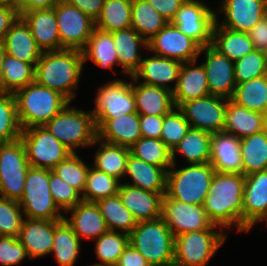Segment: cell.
Returning a JSON list of instances; mask_svg holds the SVG:
<instances>
[{
  "label": "cell",
  "mask_w": 267,
  "mask_h": 266,
  "mask_svg": "<svg viewBox=\"0 0 267 266\" xmlns=\"http://www.w3.org/2000/svg\"><path fill=\"white\" fill-rule=\"evenodd\" d=\"M245 175L215 172L203 207L218 227L237 226L242 232Z\"/></svg>",
  "instance_id": "cell-1"
},
{
  "label": "cell",
  "mask_w": 267,
  "mask_h": 266,
  "mask_svg": "<svg viewBox=\"0 0 267 266\" xmlns=\"http://www.w3.org/2000/svg\"><path fill=\"white\" fill-rule=\"evenodd\" d=\"M83 53L76 49L45 51L35 65V81L65 96L75 97L83 69Z\"/></svg>",
  "instance_id": "cell-2"
},
{
  "label": "cell",
  "mask_w": 267,
  "mask_h": 266,
  "mask_svg": "<svg viewBox=\"0 0 267 266\" xmlns=\"http://www.w3.org/2000/svg\"><path fill=\"white\" fill-rule=\"evenodd\" d=\"M21 129L44 126L71 102L59 92L36 81L13 93Z\"/></svg>",
  "instance_id": "cell-3"
},
{
  "label": "cell",
  "mask_w": 267,
  "mask_h": 266,
  "mask_svg": "<svg viewBox=\"0 0 267 266\" xmlns=\"http://www.w3.org/2000/svg\"><path fill=\"white\" fill-rule=\"evenodd\" d=\"M131 244L151 266L174 262L175 236L162 217L137 222L129 234Z\"/></svg>",
  "instance_id": "cell-4"
},
{
  "label": "cell",
  "mask_w": 267,
  "mask_h": 266,
  "mask_svg": "<svg viewBox=\"0 0 267 266\" xmlns=\"http://www.w3.org/2000/svg\"><path fill=\"white\" fill-rule=\"evenodd\" d=\"M52 117L44 126L72 153L79 147L94 146L97 142V127L92 112L69 107Z\"/></svg>",
  "instance_id": "cell-5"
},
{
  "label": "cell",
  "mask_w": 267,
  "mask_h": 266,
  "mask_svg": "<svg viewBox=\"0 0 267 266\" xmlns=\"http://www.w3.org/2000/svg\"><path fill=\"white\" fill-rule=\"evenodd\" d=\"M210 163L189 164L178 170L167 171L166 195L192 205H203L215 175Z\"/></svg>",
  "instance_id": "cell-6"
},
{
  "label": "cell",
  "mask_w": 267,
  "mask_h": 266,
  "mask_svg": "<svg viewBox=\"0 0 267 266\" xmlns=\"http://www.w3.org/2000/svg\"><path fill=\"white\" fill-rule=\"evenodd\" d=\"M18 202L27 219L63 220L65 218L51 195L48 169L30 166L25 179L24 192Z\"/></svg>",
  "instance_id": "cell-7"
},
{
  "label": "cell",
  "mask_w": 267,
  "mask_h": 266,
  "mask_svg": "<svg viewBox=\"0 0 267 266\" xmlns=\"http://www.w3.org/2000/svg\"><path fill=\"white\" fill-rule=\"evenodd\" d=\"M215 229L190 231L175 237L174 262L183 266H205L225 242L226 233Z\"/></svg>",
  "instance_id": "cell-8"
},
{
  "label": "cell",
  "mask_w": 267,
  "mask_h": 266,
  "mask_svg": "<svg viewBox=\"0 0 267 266\" xmlns=\"http://www.w3.org/2000/svg\"><path fill=\"white\" fill-rule=\"evenodd\" d=\"M29 168L22 140L3 142L0 145V196L19 201Z\"/></svg>",
  "instance_id": "cell-9"
},
{
  "label": "cell",
  "mask_w": 267,
  "mask_h": 266,
  "mask_svg": "<svg viewBox=\"0 0 267 266\" xmlns=\"http://www.w3.org/2000/svg\"><path fill=\"white\" fill-rule=\"evenodd\" d=\"M31 167L52 170L72 152L45 126L23 129L20 135Z\"/></svg>",
  "instance_id": "cell-10"
},
{
  "label": "cell",
  "mask_w": 267,
  "mask_h": 266,
  "mask_svg": "<svg viewBox=\"0 0 267 266\" xmlns=\"http://www.w3.org/2000/svg\"><path fill=\"white\" fill-rule=\"evenodd\" d=\"M60 37V50L76 49L82 51L95 29V21L76 6L64 0L54 5Z\"/></svg>",
  "instance_id": "cell-11"
},
{
  "label": "cell",
  "mask_w": 267,
  "mask_h": 266,
  "mask_svg": "<svg viewBox=\"0 0 267 266\" xmlns=\"http://www.w3.org/2000/svg\"><path fill=\"white\" fill-rule=\"evenodd\" d=\"M216 14L200 0H186L171 23L201 47H205L212 44Z\"/></svg>",
  "instance_id": "cell-12"
},
{
  "label": "cell",
  "mask_w": 267,
  "mask_h": 266,
  "mask_svg": "<svg viewBox=\"0 0 267 266\" xmlns=\"http://www.w3.org/2000/svg\"><path fill=\"white\" fill-rule=\"evenodd\" d=\"M228 100L210 94L186 101L178 108L183 112L191 128L214 134L223 131Z\"/></svg>",
  "instance_id": "cell-13"
},
{
  "label": "cell",
  "mask_w": 267,
  "mask_h": 266,
  "mask_svg": "<svg viewBox=\"0 0 267 266\" xmlns=\"http://www.w3.org/2000/svg\"><path fill=\"white\" fill-rule=\"evenodd\" d=\"M161 217L175 237L190 231L218 227L210 221L203 205L182 203L166 194L162 200Z\"/></svg>",
  "instance_id": "cell-14"
},
{
  "label": "cell",
  "mask_w": 267,
  "mask_h": 266,
  "mask_svg": "<svg viewBox=\"0 0 267 266\" xmlns=\"http://www.w3.org/2000/svg\"><path fill=\"white\" fill-rule=\"evenodd\" d=\"M201 48L195 40L182 33L171 22L148 41V50L155 52V55L182 63L198 60Z\"/></svg>",
  "instance_id": "cell-15"
},
{
  "label": "cell",
  "mask_w": 267,
  "mask_h": 266,
  "mask_svg": "<svg viewBox=\"0 0 267 266\" xmlns=\"http://www.w3.org/2000/svg\"><path fill=\"white\" fill-rule=\"evenodd\" d=\"M95 118H116L122 115L137 113L132 82L123 80L110 81L100 87L95 99Z\"/></svg>",
  "instance_id": "cell-16"
},
{
  "label": "cell",
  "mask_w": 267,
  "mask_h": 266,
  "mask_svg": "<svg viewBox=\"0 0 267 266\" xmlns=\"http://www.w3.org/2000/svg\"><path fill=\"white\" fill-rule=\"evenodd\" d=\"M200 52H205L206 55L202 65L206 72L210 94L231 99L236 87L233 61L212 45L202 47Z\"/></svg>",
  "instance_id": "cell-17"
},
{
  "label": "cell",
  "mask_w": 267,
  "mask_h": 266,
  "mask_svg": "<svg viewBox=\"0 0 267 266\" xmlns=\"http://www.w3.org/2000/svg\"><path fill=\"white\" fill-rule=\"evenodd\" d=\"M261 220L267 222V170L245 176L242 232Z\"/></svg>",
  "instance_id": "cell-18"
},
{
  "label": "cell",
  "mask_w": 267,
  "mask_h": 266,
  "mask_svg": "<svg viewBox=\"0 0 267 266\" xmlns=\"http://www.w3.org/2000/svg\"><path fill=\"white\" fill-rule=\"evenodd\" d=\"M220 12L225 14L220 25L230 30L249 32L267 15V0H223Z\"/></svg>",
  "instance_id": "cell-19"
},
{
  "label": "cell",
  "mask_w": 267,
  "mask_h": 266,
  "mask_svg": "<svg viewBox=\"0 0 267 266\" xmlns=\"http://www.w3.org/2000/svg\"><path fill=\"white\" fill-rule=\"evenodd\" d=\"M97 139L130 148L141 136L138 113L116 118H95Z\"/></svg>",
  "instance_id": "cell-20"
},
{
  "label": "cell",
  "mask_w": 267,
  "mask_h": 266,
  "mask_svg": "<svg viewBox=\"0 0 267 266\" xmlns=\"http://www.w3.org/2000/svg\"><path fill=\"white\" fill-rule=\"evenodd\" d=\"M166 193H152L127 184H120L118 195L122 204L137 222L162 216V200Z\"/></svg>",
  "instance_id": "cell-21"
},
{
  "label": "cell",
  "mask_w": 267,
  "mask_h": 266,
  "mask_svg": "<svg viewBox=\"0 0 267 266\" xmlns=\"http://www.w3.org/2000/svg\"><path fill=\"white\" fill-rule=\"evenodd\" d=\"M209 163L216 172L242 174L240 139L224 131L212 134Z\"/></svg>",
  "instance_id": "cell-22"
},
{
  "label": "cell",
  "mask_w": 267,
  "mask_h": 266,
  "mask_svg": "<svg viewBox=\"0 0 267 266\" xmlns=\"http://www.w3.org/2000/svg\"><path fill=\"white\" fill-rule=\"evenodd\" d=\"M182 62L153 55L149 58H142L140 67L132 75L136 80L144 79L142 83L157 87H162L169 91L175 89L179 77ZM175 82V86L170 88L167 83ZM168 85V86H167Z\"/></svg>",
  "instance_id": "cell-23"
},
{
  "label": "cell",
  "mask_w": 267,
  "mask_h": 266,
  "mask_svg": "<svg viewBox=\"0 0 267 266\" xmlns=\"http://www.w3.org/2000/svg\"><path fill=\"white\" fill-rule=\"evenodd\" d=\"M18 240L24 246L30 259L52 252L54 220L24 219Z\"/></svg>",
  "instance_id": "cell-24"
},
{
  "label": "cell",
  "mask_w": 267,
  "mask_h": 266,
  "mask_svg": "<svg viewBox=\"0 0 267 266\" xmlns=\"http://www.w3.org/2000/svg\"><path fill=\"white\" fill-rule=\"evenodd\" d=\"M29 26L38 47L43 51L60 50V37L54 7L20 14Z\"/></svg>",
  "instance_id": "cell-25"
},
{
  "label": "cell",
  "mask_w": 267,
  "mask_h": 266,
  "mask_svg": "<svg viewBox=\"0 0 267 266\" xmlns=\"http://www.w3.org/2000/svg\"><path fill=\"white\" fill-rule=\"evenodd\" d=\"M196 62H183L181 65L177 85L172 92L175 107L191 99L210 95L205 69L202 64L194 66Z\"/></svg>",
  "instance_id": "cell-26"
},
{
  "label": "cell",
  "mask_w": 267,
  "mask_h": 266,
  "mask_svg": "<svg viewBox=\"0 0 267 266\" xmlns=\"http://www.w3.org/2000/svg\"><path fill=\"white\" fill-rule=\"evenodd\" d=\"M3 43L7 54L34 66L43 53L32 36L29 26L21 16L5 34Z\"/></svg>",
  "instance_id": "cell-27"
},
{
  "label": "cell",
  "mask_w": 267,
  "mask_h": 266,
  "mask_svg": "<svg viewBox=\"0 0 267 266\" xmlns=\"http://www.w3.org/2000/svg\"><path fill=\"white\" fill-rule=\"evenodd\" d=\"M72 212L70 219L64 218L72 227L79 239H97L103 233L108 231L102 213L96 202L80 201L75 207L66 212Z\"/></svg>",
  "instance_id": "cell-28"
},
{
  "label": "cell",
  "mask_w": 267,
  "mask_h": 266,
  "mask_svg": "<svg viewBox=\"0 0 267 266\" xmlns=\"http://www.w3.org/2000/svg\"><path fill=\"white\" fill-rule=\"evenodd\" d=\"M132 89L135 97L136 111L144 115H165L174 107L173 93L162 87L140 83L133 76Z\"/></svg>",
  "instance_id": "cell-29"
},
{
  "label": "cell",
  "mask_w": 267,
  "mask_h": 266,
  "mask_svg": "<svg viewBox=\"0 0 267 266\" xmlns=\"http://www.w3.org/2000/svg\"><path fill=\"white\" fill-rule=\"evenodd\" d=\"M125 175H129L133 184L127 185L152 193H166L167 171L149 164L129 154Z\"/></svg>",
  "instance_id": "cell-30"
},
{
  "label": "cell",
  "mask_w": 267,
  "mask_h": 266,
  "mask_svg": "<svg viewBox=\"0 0 267 266\" xmlns=\"http://www.w3.org/2000/svg\"><path fill=\"white\" fill-rule=\"evenodd\" d=\"M118 56V66H122V72L132 76L140 67V46L148 49V42L132 27L111 32Z\"/></svg>",
  "instance_id": "cell-31"
},
{
  "label": "cell",
  "mask_w": 267,
  "mask_h": 266,
  "mask_svg": "<svg viewBox=\"0 0 267 266\" xmlns=\"http://www.w3.org/2000/svg\"><path fill=\"white\" fill-rule=\"evenodd\" d=\"M263 130L264 114L241 107L231 99L227 101L224 132L242 139Z\"/></svg>",
  "instance_id": "cell-32"
},
{
  "label": "cell",
  "mask_w": 267,
  "mask_h": 266,
  "mask_svg": "<svg viewBox=\"0 0 267 266\" xmlns=\"http://www.w3.org/2000/svg\"><path fill=\"white\" fill-rule=\"evenodd\" d=\"M216 50L233 62L254 50L249 33L227 29L218 25V17L213 27L212 44Z\"/></svg>",
  "instance_id": "cell-33"
},
{
  "label": "cell",
  "mask_w": 267,
  "mask_h": 266,
  "mask_svg": "<svg viewBox=\"0 0 267 266\" xmlns=\"http://www.w3.org/2000/svg\"><path fill=\"white\" fill-rule=\"evenodd\" d=\"M212 134L200 129L191 128L172 150V166L175 169L176 153H181L189 164L209 163L211 155Z\"/></svg>",
  "instance_id": "cell-34"
},
{
  "label": "cell",
  "mask_w": 267,
  "mask_h": 266,
  "mask_svg": "<svg viewBox=\"0 0 267 266\" xmlns=\"http://www.w3.org/2000/svg\"><path fill=\"white\" fill-rule=\"evenodd\" d=\"M80 239L72 227L63 220H54L52 252L60 266H74L80 251Z\"/></svg>",
  "instance_id": "cell-35"
},
{
  "label": "cell",
  "mask_w": 267,
  "mask_h": 266,
  "mask_svg": "<svg viewBox=\"0 0 267 266\" xmlns=\"http://www.w3.org/2000/svg\"><path fill=\"white\" fill-rule=\"evenodd\" d=\"M82 53L84 63L90 59L95 65L106 69H113V65H118L115 43L110 32L95 28Z\"/></svg>",
  "instance_id": "cell-36"
},
{
  "label": "cell",
  "mask_w": 267,
  "mask_h": 266,
  "mask_svg": "<svg viewBox=\"0 0 267 266\" xmlns=\"http://www.w3.org/2000/svg\"><path fill=\"white\" fill-rule=\"evenodd\" d=\"M242 174L267 170V134L265 131L240 139Z\"/></svg>",
  "instance_id": "cell-37"
},
{
  "label": "cell",
  "mask_w": 267,
  "mask_h": 266,
  "mask_svg": "<svg viewBox=\"0 0 267 266\" xmlns=\"http://www.w3.org/2000/svg\"><path fill=\"white\" fill-rule=\"evenodd\" d=\"M237 105L248 110L267 112V75L251 79L247 82L236 84L233 97Z\"/></svg>",
  "instance_id": "cell-38"
},
{
  "label": "cell",
  "mask_w": 267,
  "mask_h": 266,
  "mask_svg": "<svg viewBox=\"0 0 267 266\" xmlns=\"http://www.w3.org/2000/svg\"><path fill=\"white\" fill-rule=\"evenodd\" d=\"M109 231L130 234L137 224L132 213L122 204L118 194L96 201Z\"/></svg>",
  "instance_id": "cell-39"
},
{
  "label": "cell",
  "mask_w": 267,
  "mask_h": 266,
  "mask_svg": "<svg viewBox=\"0 0 267 266\" xmlns=\"http://www.w3.org/2000/svg\"><path fill=\"white\" fill-rule=\"evenodd\" d=\"M98 142H100V147L96 152L93 167L118 180L122 177L125 178L127 159L130 154L129 148L109 144L99 139Z\"/></svg>",
  "instance_id": "cell-40"
},
{
  "label": "cell",
  "mask_w": 267,
  "mask_h": 266,
  "mask_svg": "<svg viewBox=\"0 0 267 266\" xmlns=\"http://www.w3.org/2000/svg\"><path fill=\"white\" fill-rule=\"evenodd\" d=\"M132 0H105L95 28L114 32L131 27Z\"/></svg>",
  "instance_id": "cell-41"
},
{
  "label": "cell",
  "mask_w": 267,
  "mask_h": 266,
  "mask_svg": "<svg viewBox=\"0 0 267 266\" xmlns=\"http://www.w3.org/2000/svg\"><path fill=\"white\" fill-rule=\"evenodd\" d=\"M167 23L146 0H132L131 27L147 42Z\"/></svg>",
  "instance_id": "cell-42"
},
{
  "label": "cell",
  "mask_w": 267,
  "mask_h": 266,
  "mask_svg": "<svg viewBox=\"0 0 267 266\" xmlns=\"http://www.w3.org/2000/svg\"><path fill=\"white\" fill-rule=\"evenodd\" d=\"M129 150L134 157L164 168L166 171L173 164L172 151L161 139L140 137Z\"/></svg>",
  "instance_id": "cell-43"
},
{
  "label": "cell",
  "mask_w": 267,
  "mask_h": 266,
  "mask_svg": "<svg viewBox=\"0 0 267 266\" xmlns=\"http://www.w3.org/2000/svg\"><path fill=\"white\" fill-rule=\"evenodd\" d=\"M3 92L14 93L35 81V66L6 54L3 65Z\"/></svg>",
  "instance_id": "cell-44"
},
{
  "label": "cell",
  "mask_w": 267,
  "mask_h": 266,
  "mask_svg": "<svg viewBox=\"0 0 267 266\" xmlns=\"http://www.w3.org/2000/svg\"><path fill=\"white\" fill-rule=\"evenodd\" d=\"M120 181L117 178L89 167L85 188L82 194L83 201L96 202L102 198L118 194Z\"/></svg>",
  "instance_id": "cell-45"
},
{
  "label": "cell",
  "mask_w": 267,
  "mask_h": 266,
  "mask_svg": "<svg viewBox=\"0 0 267 266\" xmlns=\"http://www.w3.org/2000/svg\"><path fill=\"white\" fill-rule=\"evenodd\" d=\"M95 252L101 265L116 266L120 255L129 245V234L107 231L96 239Z\"/></svg>",
  "instance_id": "cell-46"
},
{
  "label": "cell",
  "mask_w": 267,
  "mask_h": 266,
  "mask_svg": "<svg viewBox=\"0 0 267 266\" xmlns=\"http://www.w3.org/2000/svg\"><path fill=\"white\" fill-rule=\"evenodd\" d=\"M21 132L13 93L0 92V141L17 140Z\"/></svg>",
  "instance_id": "cell-47"
},
{
  "label": "cell",
  "mask_w": 267,
  "mask_h": 266,
  "mask_svg": "<svg viewBox=\"0 0 267 266\" xmlns=\"http://www.w3.org/2000/svg\"><path fill=\"white\" fill-rule=\"evenodd\" d=\"M88 170L89 166L82 161L76 152L71 153L65 160L61 161L52 169L62 180L82 194L85 188Z\"/></svg>",
  "instance_id": "cell-48"
},
{
  "label": "cell",
  "mask_w": 267,
  "mask_h": 266,
  "mask_svg": "<svg viewBox=\"0 0 267 266\" xmlns=\"http://www.w3.org/2000/svg\"><path fill=\"white\" fill-rule=\"evenodd\" d=\"M236 84L267 75V52L253 50L234 62Z\"/></svg>",
  "instance_id": "cell-49"
},
{
  "label": "cell",
  "mask_w": 267,
  "mask_h": 266,
  "mask_svg": "<svg viewBox=\"0 0 267 266\" xmlns=\"http://www.w3.org/2000/svg\"><path fill=\"white\" fill-rule=\"evenodd\" d=\"M189 129V122L184 117L183 112L178 107H174L164 115L160 139L172 151Z\"/></svg>",
  "instance_id": "cell-50"
},
{
  "label": "cell",
  "mask_w": 267,
  "mask_h": 266,
  "mask_svg": "<svg viewBox=\"0 0 267 266\" xmlns=\"http://www.w3.org/2000/svg\"><path fill=\"white\" fill-rule=\"evenodd\" d=\"M22 212L18 201L0 196V236L18 238L24 220Z\"/></svg>",
  "instance_id": "cell-51"
},
{
  "label": "cell",
  "mask_w": 267,
  "mask_h": 266,
  "mask_svg": "<svg viewBox=\"0 0 267 266\" xmlns=\"http://www.w3.org/2000/svg\"><path fill=\"white\" fill-rule=\"evenodd\" d=\"M49 189L57 206L67 211L82 201V194L49 170Z\"/></svg>",
  "instance_id": "cell-52"
},
{
  "label": "cell",
  "mask_w": 267,
  "mask_h": 266,
  "mask_svg": "<svg viewBox=\"0 0 267 266\" xmlns=\"http://www.w3.org/2000/svg\"><path fill=\"white\" fill-rule=\"evenodd\" d=\"M27 256L26 250L18 238L0 236V264L2 266L17 265Z\"/></svg>",
  "instance_id": "cell-53"
},
{
  "label": "cell",
  "mask_w": 267,
  "mask_h": 266,
  "mask_svg": "<svg viewBox=\"0 0 267 266\" xmlns=\"http://www.w3.org/2000/svg\"><path fill=\"white\" fill-rule=\"evenodd\" d=\"M139 120L142 137L160 139L164 115L139 114Z\"/></svg>",
  "instance_id": "cell-54"
},
{
  "label": "cell",
  "mask_w": 267,
  "mask_h": 266,
  "mask_svg": "<svg viewBox=\"0 0 267 266\" xmlns=\"http://www.w3.org/2000/svg\"><path fill=\"white\" fill-rule=\"evenodd\" d=\"M162 17L172 22L176 12L186 0H146Z\"/></svg>",
  "instance_id": "cell-55"
},
{
  "label": "cell",
  "mask_w": 267,
  "mask_h": 266,
  "mask_svg": "<svg viewBox=\"0 0 267 266\" xmlns=\"http://www.w3.org/2000/svg\"><path fill=\"white\" fill-rule=\"evenodd\" d=\"M255 50L267 52V15L261 19L249 32Z\"/></svg>",
  "instance_id": "cell-56"
},
{
  "label": "cell",
  "mask_w": 267,
  "mask_h": 266,
  "mask_svg": "<svg viewBox=\"0 0 267 266\" xmlns=\"http://www.w3.org/2000/svg\"><path fill=\"white\" fill-rule=\"evenodd\" d=\"M70 5L76 6L84 14L90 16L94 21L100 16L105 0H64Z\"/></svg>",
  "instance_id": "cell-57"
},
{
  "label": "cell",
  "mask_w": 267,
  "mask_h": 266,
  "mask_svg": "<svg viewBox=\"0 0 267 266\" xmlns=\"http://www.w3.org/2000/svg\"><path fill=\"white\" fill-rule=\"evenodd\" d=\"M116 266H151L148 261L129 244L120 255Z\"/></svg>",
  "instance_id": "cell-58"
},
{
  "label": "cell",
  "mask_w": 267,
  "mask_h": 266,
  "mask_svg": "<svg viewBox=\"0 0 267 266\" xmlns=\"http://www.w3.org/2000/svg\"><path fill=\"white\" fill-rule=\"evenodd\" d=\"M19 16L20 14L16 8L0 5V41L4 40L5 34Z\"/></svg>",
  "instance_id": "cell-59"
},
{
  "label": "cell",
  "mask_w": 267,
  "mask_h": 266,
  "mask_svg": "<svg viewBox=\"0 0 267 266\" xmlns=\"http://www.w3.org/2000/svg\"><path fill=\"white\" fill-rule=\"evenodd\" d=\"M59 0H22L21 14L33 10L53 8Z\"/></svg>",
  "instance_id": "cell-60"
},
{
  "label": "cell",
  "mask_w": 267,
  "mask_h": 266,
  "mask_svg": "<svg viewBox=\"0 0 267 266\" xmlns=\"http://www.w3.org/2000/svg\"><path fill=\"white\" fill-rule=\"evenodd\" d=\"M6 50L3 41H0V92H3V61L6 56Z\"/></svg>",
  "instance_id": "cell-61"
},
{
  "label": "cell",
  "mask_w": 267,
  "mask_h": 266,
  "mask_svg": "<svg viewBox=\"0 0 267 266\" xmlns=\"http://www.w3.org/2000/svg\"><path fill=\"white\" fill-rule=\"evenodd\" d=\"M21 3L22 0H0V5L14 7L18 10L19 14H21Z\"/></svg>",
  "instance_id": "cell-62"
},
{
  "label": "cell",
  "mask_w": 267,
  "mask_h": 266,
  "mask_svg": "<svg viewBox=\"0 0 267 266\" xmlns=\"http://www.w3.org/2000/svg\"><path fill=\"white\" fill-rule=\"evenodd\" d=\"M264 131L267 134V112L264 113Z\"/></svg>",
  "instance_id": "cell-63"
},
{
  "label": "cell",
  "mask_w": 267,
  "mask_h": 266,
  "mask_svg": "<svg viewBox=\"0 0 267 266\" xmlns=\"http://www.w3.org/2000/svg\"><path fill=\"white\" fill-rule=\"evenodd\" d=\"M167 266H183V265H180L176 262H171L170 264H168Z\"/></svg>",
  "instance_id": "cell-64"
},
{
  "label": "cell",
  "mask_w": 267,
  "mask_h": 266,
  "mask_svg": "<svg viewBox=\"0 0 267 266\" xmlns=\"http://www.w3.org/2000/svg\"><path fill=\"white\" fill-rule=\"evenodd\" d=\"M91 266H106V265L95 264V265H91Z\"/></svg>",
  "instance_id": "cell-65"
}]
</instances>
